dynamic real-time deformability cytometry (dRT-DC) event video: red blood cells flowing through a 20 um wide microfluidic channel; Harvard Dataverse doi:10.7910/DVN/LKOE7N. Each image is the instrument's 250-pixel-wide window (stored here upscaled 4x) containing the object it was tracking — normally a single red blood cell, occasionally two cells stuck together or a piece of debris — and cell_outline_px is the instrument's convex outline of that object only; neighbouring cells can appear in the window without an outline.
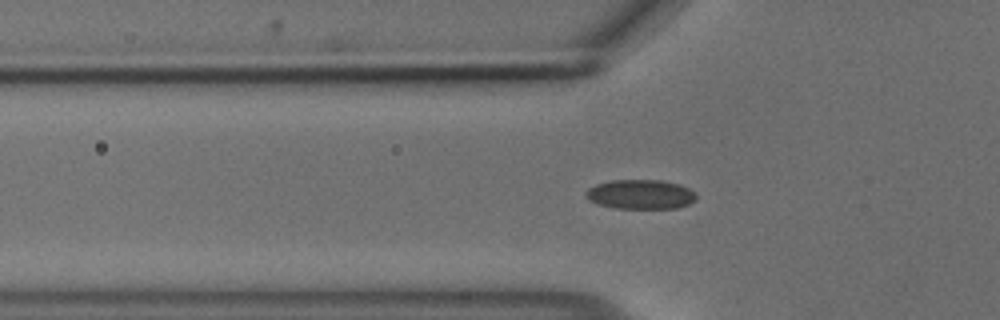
{"species": "common noctule bat (a hibernating species)", "species_latin": "Nyctalus noctula", "temperature_condition": "cold", "stored_images_in_passage": 38, "camera_frame_rate_fps": 3000, "um_per_image_px": 0.085, "animal": {"sex": "male", "body_mass_g": 18.8}, "frame": {"image": 1, "passage_image": 6, "time_ms": 1.667, "image_size_px": [1000, 320], "cell_outline_px": [[696, 200], [680, 208], [616, 208], [600, 204], [588, 200], [584, 192], [588, 188], [596, 184], [612, 180], [660, 180], [680, 184], [696, 192]], "centroid_in_image_um": [54.46, 16.51], "position_along_channel_um": 71.3, "area_um2": 19.02}}
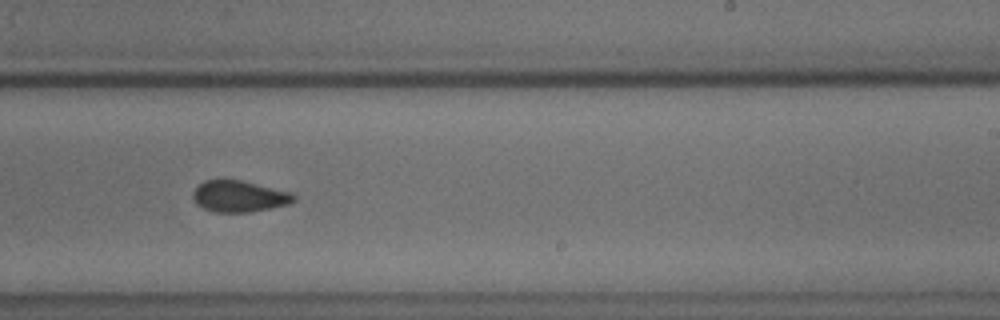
{"frame": {"image": 2, "passage_image": 22, "time_ms": 7.0, "image_size_px": [1000, 320], "cell_outline_px": [[296, 200], [288, 204], [248, 212], [212, 212], [196, 204], [192, 196], [192, 192], [204, 180], [224, 176], [244, 180], [292, 192], [296, 196]], "centroid_in_image_um": [20.3, 16.63], "position_along_channel_um": 268.7, "area_um2": 19.07}}
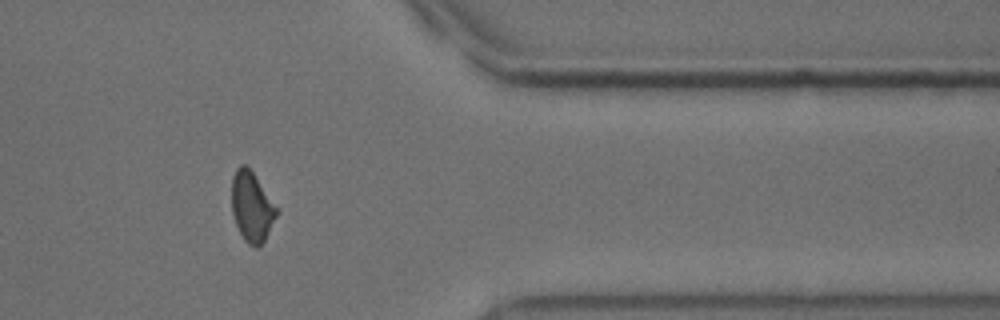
{"frame": {"image": 3, "passage_image": 33, "time_ms": 10.667, "image_size_px": [1000, 320], "cell_outline_px": [[276, 216], [264, 240], [256, 248], [248, 244], [244, 240], [236, 224], [232, 212], [232, 176], [236, 168], [240, 164], [244, 164], [252, 172], [276, 208]], "centroid_in_image_um": [21.35, 17.58], "position_along_channel_um": 390.0, "area_um2": 17.63}}